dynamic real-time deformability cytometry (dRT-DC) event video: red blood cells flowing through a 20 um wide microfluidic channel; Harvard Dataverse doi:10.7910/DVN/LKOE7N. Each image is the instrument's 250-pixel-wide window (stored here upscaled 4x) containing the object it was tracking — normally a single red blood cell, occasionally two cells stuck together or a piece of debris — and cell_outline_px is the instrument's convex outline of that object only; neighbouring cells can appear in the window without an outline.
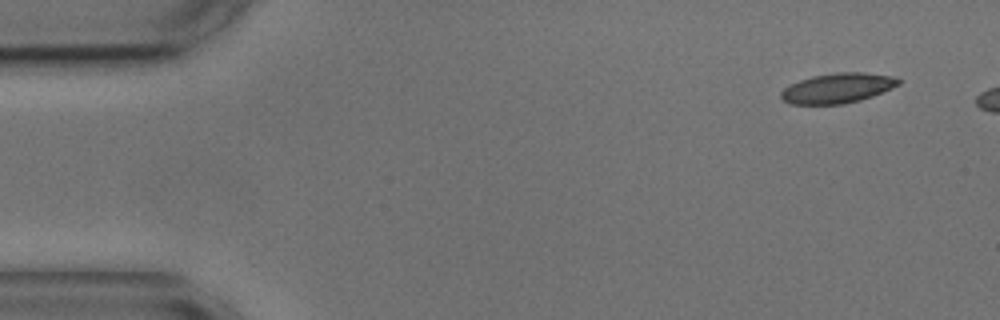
{"species": "common noctule bat (a hibernating species)", "species_latin": "Nyctalus noctula", "temperature_condition": "cold", "stored_images_in_passage": 5, "camera_frame_rate_fps": 3000, "um_per_image_px": 0.085, "animal": {"sex": "male", "body_mass_g": 17.9, "forearm_length_mm": 54.2}, "frame": {"image": 1, "passage_image": 1, "time_ms": 0.0, "image_size_px": [1000, 320], "cell_outline_px": [[900, 84], [892, 88], [872, 96], [860, 100], [844, 104], [792, 104], [784, 100], [780, 96], [780, 92], [788, 84], [812, 76], [836, 72], [860, 72], [892, 76], [900, 80]], "centroid_in_image_um": [71.17, 7.49], "position_along_channel_um": 13.8, "area_um2": 20.46}}